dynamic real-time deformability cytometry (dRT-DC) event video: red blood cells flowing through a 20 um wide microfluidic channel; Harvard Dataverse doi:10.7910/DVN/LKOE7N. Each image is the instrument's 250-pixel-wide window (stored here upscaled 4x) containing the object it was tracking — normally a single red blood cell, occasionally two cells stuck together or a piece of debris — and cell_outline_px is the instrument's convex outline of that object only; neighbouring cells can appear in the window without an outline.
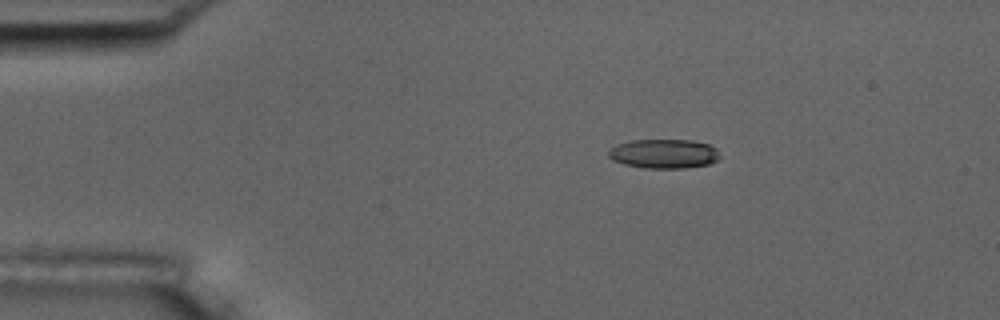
{"species": "common noctule bat (a hibernating species)", "species_latin": "Nyctalus noctula", "temperature_condition": "room temperature", "stored_images_in_passage": 5, "camera_frame_rate_fps": 3000, "um_per_image_px": 0.085, "animal": {"sex": "male", "body_mass_g": 17.5, "forearm_length_mm": 52.3}, "frame": {"image": 1, "passage_image": 3, "time_ms": 0.667, "image_size_px": [1000, 320], "cell_outline_px": [[720, 156], [716, 160], [708, 164], [684, 168], [644, 168], [624, 164], [612, 160], [608, 156], [608, 152], [616, 144], [632, 140], [692, 140], [708, 144], [716, 148]], "centroid_in_image_um": [56.41, 13.06], "position_along_channel_um": 28.6, "area_um2": 18.96}}